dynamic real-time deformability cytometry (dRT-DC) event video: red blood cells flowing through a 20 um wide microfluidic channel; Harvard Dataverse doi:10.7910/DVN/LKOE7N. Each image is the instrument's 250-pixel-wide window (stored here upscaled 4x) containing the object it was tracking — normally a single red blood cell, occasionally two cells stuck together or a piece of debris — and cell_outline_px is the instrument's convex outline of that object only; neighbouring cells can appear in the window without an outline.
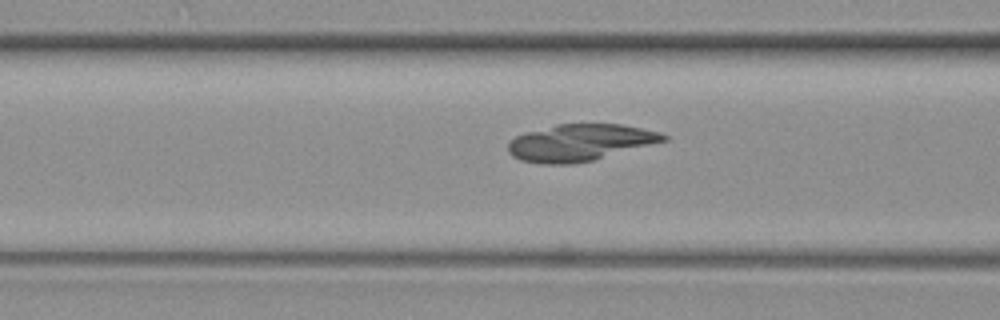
{"species": "common noctule bat (a hibernating species)", "species_latin": "Nyctalus noctula", "temperature_condition": "warm", "stored_images_in_passage": 60, "camera_frame_rate_fps": 3000, "um_per_image_px": 0.085, "animal": {"sex": "female", "body_mass_g": 19.3, "forearm_length_mm": 54.1}, "frame": {"image": 1, "passage_image": 23, "time_ms": 7.333, "image_size_px": [1000, 320], "cell_outline_px": [[668, 140], [592, 160], [572, 164], [540, 164], [520, 160], [512, 156], [508, 152], [508, 140], [524, 132], [556, 124], [620, 124], [660, 132], [668, 136]], "centroid_in_image_um": [49.25, 12.12], "position_along_channel_um": 117.4, "area_um2": 33.29}}
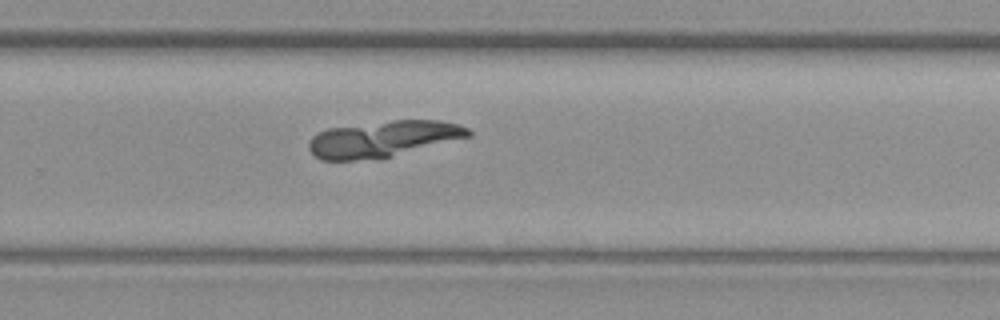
{"frame": {"image": 2, "passage_image": 39, "time_ms": 12.667, "image_size_px": [1000, 320], "cell_outline_px": [[472, 136], [392, 156], [356, 160], [320, 160], [308, 148], [308, 144], [312, 136], [328, 128], [392, 120], [440, 120], [460, 124], [468, 128], [472, 132]], "centroid_in_image_um": [32.6, 11.8], "position_along_channel_um": 297.2, "area_um2": 33.52}}
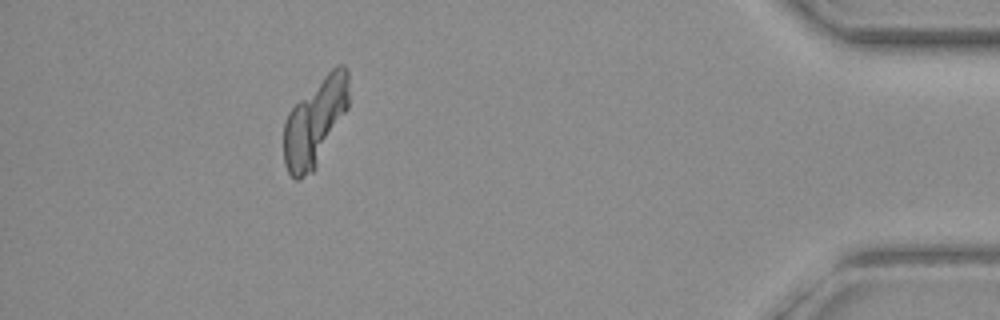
{"frame": {"image": 3, "passage_image": 54, "time_ms": 17.667, "image_size_px": [1000, 320], "cell_outline_px": [[348, 108], [316, 168], [312, 172], [300, 180], [296, 180], [288, 172], [284, 164], [284, 120], [288, 112], [336, 64], [344, 64], [348, 68]], "centroid_in_image_um": [26.78, 10.4], "position_along_channel_um": 408.4, "area_um2": 32.83}}